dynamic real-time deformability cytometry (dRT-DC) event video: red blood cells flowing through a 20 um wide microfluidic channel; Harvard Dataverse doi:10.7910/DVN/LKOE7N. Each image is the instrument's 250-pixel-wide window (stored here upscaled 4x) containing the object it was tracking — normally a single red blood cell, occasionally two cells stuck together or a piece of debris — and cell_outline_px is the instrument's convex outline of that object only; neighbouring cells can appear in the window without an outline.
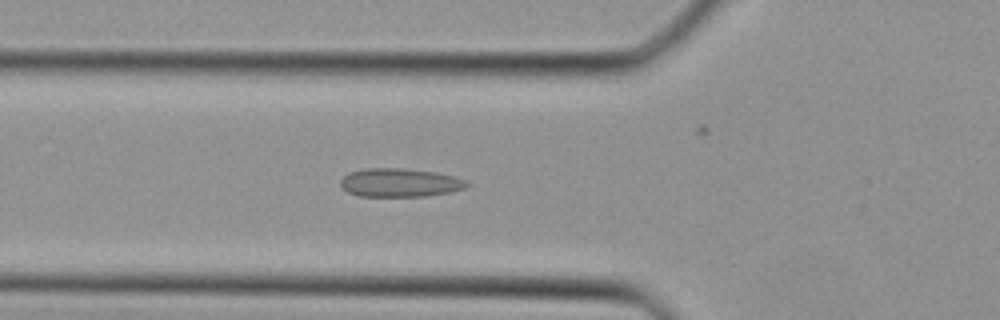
{"species": "Egyptian fruit bat (a non-hibernating species)", "species_latin": "Rousettus aegyptiacus", "temperature_condition": "cold", "stored_images_in_passage": 28, "camera_frame_rate_fps": 3000, "um_per_image_px": 0.085, "animal": {"sex": "female"}, "frame": {"image": 1, "passage_image": 5, "time_ms": 1.333, "image_size_px": [1000, 320], "cell_outline_px": [[472, 184], [464, 188], [452, 192], [428, 196], [360, 196], [348, 192], [340, 184], [340, 180], [348, 172], [364, 168], [400, 168], [436, 172], [452, 176], [464, 180]], "centroid_in_image_um": [33.99, 15.52], "position_along_channel_um": 91.8, "area_um2": 21.04}}
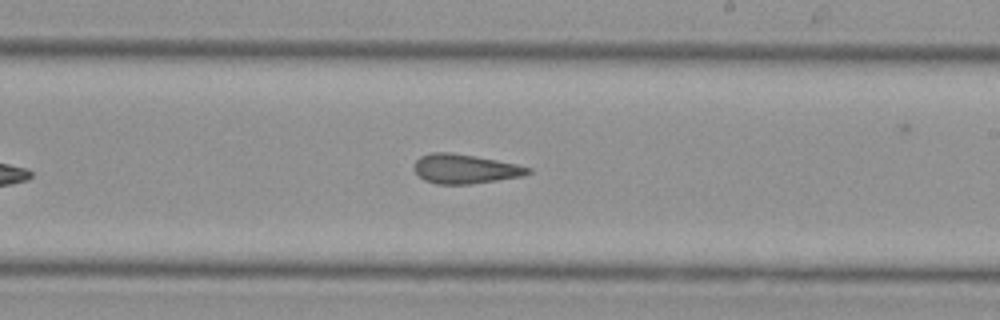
{"frame": {"image": 2, "passage_image": 14, "time_ms": 4.333, "image_size_px": [1000, 320], "cell_outline_px": [[532, 172], [524, 176], [468, 184], [436, 184], [424, 180], [416, 172], [416, 160], [420, 156], [432, 152], [448, 152], [476, 156], [516, 164], [532, 168]], "centroid_in_image_um": [39.55, 14.35], "position_along_channel_um": 249.4, "area_um2": 19.31}}
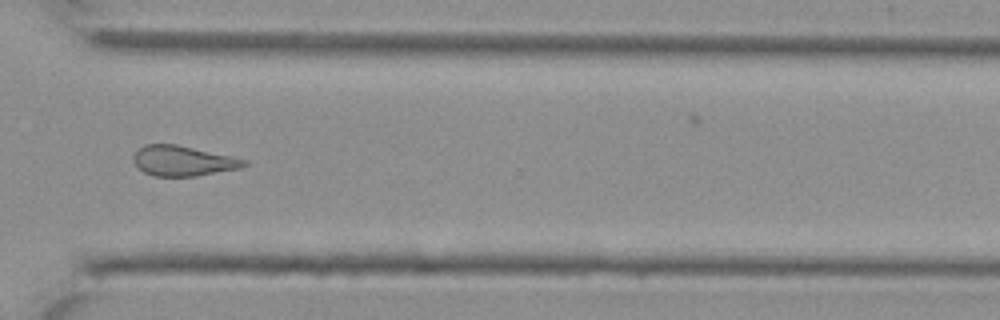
{"frame": {"image": 3, "passage_image": 20, "time_ms": 6.333, "image_size_px": [1000, 320], "cell_outline_px": [[248, 164], [240, 168], [196, 176], [152, 176], [144, 172], [136, 164], [132, 156], [144, 144], [176, 144], [232, 156], [248, 160]], "centroid_in_image_um": [15.57, 13.67], "position_along_channel_um": 355.0, "area_um2": 19.36}}